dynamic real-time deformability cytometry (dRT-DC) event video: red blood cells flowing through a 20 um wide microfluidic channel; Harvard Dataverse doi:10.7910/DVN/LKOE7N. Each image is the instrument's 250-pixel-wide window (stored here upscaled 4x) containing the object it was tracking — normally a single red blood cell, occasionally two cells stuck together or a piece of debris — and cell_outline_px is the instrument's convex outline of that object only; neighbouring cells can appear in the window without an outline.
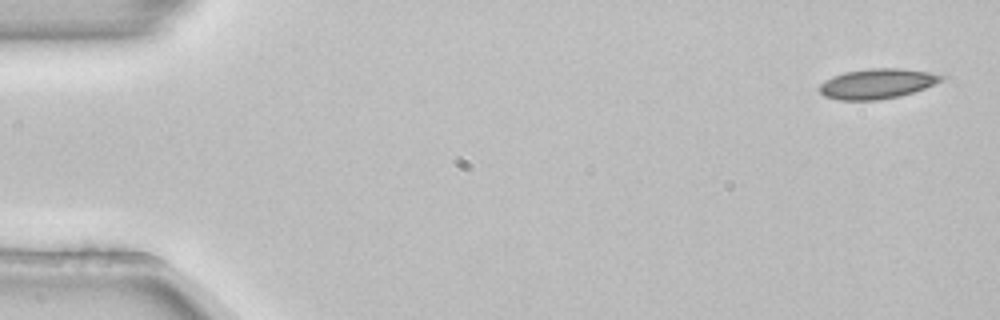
{"species": "common noctule bat (a hibernating species)", "species_latin": "Nyctalus noctula", "temperature_condition": "room temperature", "stored_images_in_passage": 4, "camera_frame_rate_fps": 3000, "um_per_image_px": 0.085, "animal": {"sex": "female", "body_mass_g": 22.7, "forearm_length_mm": 54.2}, "frame": {"image": 1, "passage_image": 1, "time_ms": 0.0, "image_size_px": [1000, 320], "cell_outline_px": [[948, 76], [944, 80], [924, 88], [900, 96], [876, 100], [840, 100], [824, 96], [820, 92], [820, 84], [832, 76], [844, 72], [872, 68], [900, 68], [928, 72]], "centroid_in_image_um": [74.57, 7.11], "position_along_channel_um": 10.4, "area_um2": 21.27}}
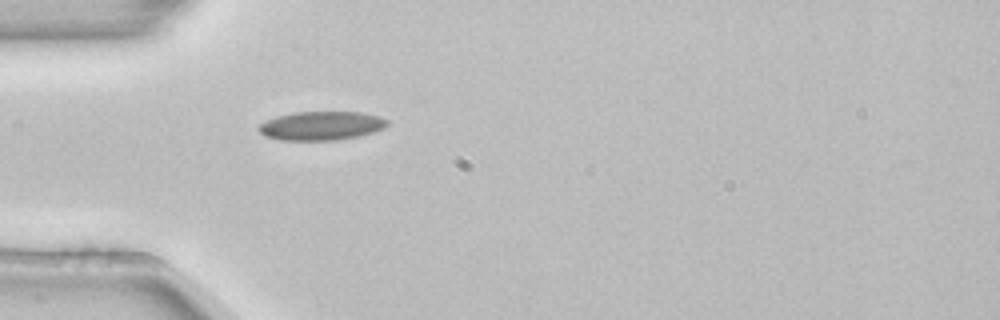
{"frame": {"image": 2, "passage_image": 4, "time_ms": 1.0, "image_size_px": [1000, 320], "cell_outline_px": [[388, 124], [384, 128], [372, 132], [356, 136], [336, 140], [280, 140], [264, 136], [256, 128], [260, 124], [276, 116], [296, 112], [364, 112], [380, 116], [388, 120]], "centroid_in_image_um": [27.3, 10.68], "position_along_channel_um": 57.7, "area_um2": 21.56}}